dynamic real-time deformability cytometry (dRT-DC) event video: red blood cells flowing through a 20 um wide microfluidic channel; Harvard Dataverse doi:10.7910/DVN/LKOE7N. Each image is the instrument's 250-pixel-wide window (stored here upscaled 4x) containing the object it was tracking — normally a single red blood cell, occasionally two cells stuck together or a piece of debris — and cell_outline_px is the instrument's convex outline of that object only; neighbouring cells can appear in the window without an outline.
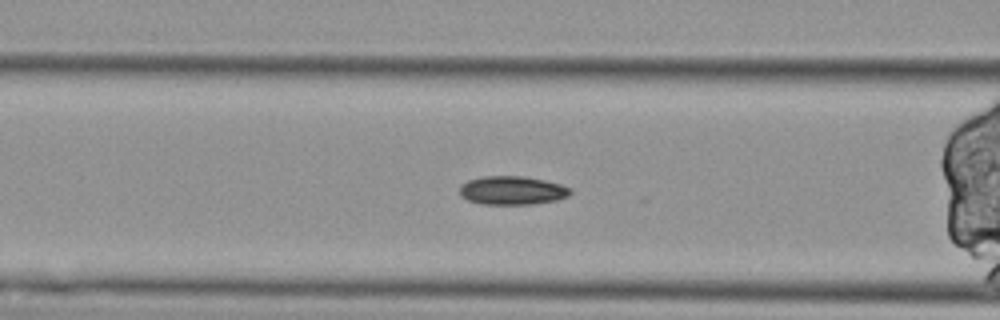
{"species": "Egyptian fruit bat (a non-hibernating species)", "species_latin": "Rousettus aegyptiacus", "temperature_condition": "cold", "stored_images_in_passage": 47, "segment_of_instrument_passage": [2, 2], "camera_frame_rate_fps": 3000, "um_per_image_px": 0.085, "animal": {"sex": "female"}, "frame": {"image": 1, "passage_image": 20, "time_ms": 6.333, "image_size_px": [1000, 320], "cell_outline_px": [[572, 192], [568, 196], [556, 200], [532, 204], [480, 204], [468, 200], [460, 196], [460, 184], [468, 180], [484, 176], [524, 176], [544, 180], [560, 184], [572, 188]], "centroid_in_image_um": [43.53, 16.18], "position_along_channel_um": 123.1, "area_um2": 18.55}}
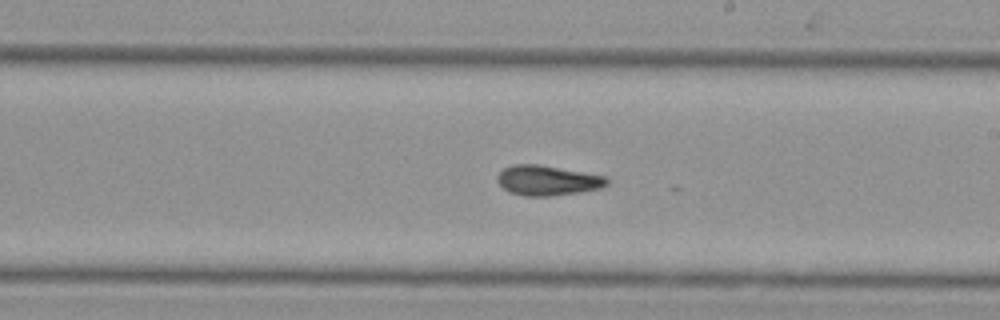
{"frame": {"image": 2, "passage_image": 31, "time_ms": 10.0, "image_size_px": [1000, 320], "cell_outline_px": [[608, 184], [600, 188], [580, 192], [548, 196], [524, 196], [508, 192], [496, 180], [496, 176], [504, 168], [512, 164], [536, 164], [608, 176]], "centroid_in_image_um": [46.53, 15.33], "position_along_channel_um": 242.5, "area_um2": 19.19}}
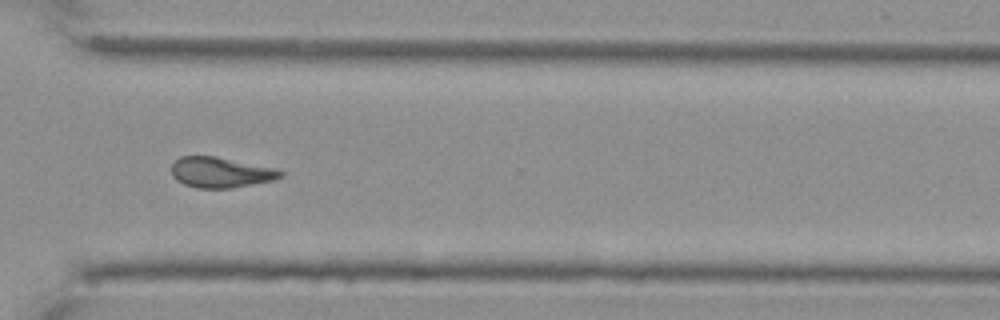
{"frame": {"image": 3, "passage_image": 41, "time_ms": 13.333, "image_size_px": [1000, 320], "cell_outline_px": [[284, 176], [272, 180], [232, 188], [196, 188], [184, 184], [176, 180], [172, 176], [172, 164], [180, 156], [216, 156], [276, 168], [284, 172]], "centroid_in_image_um": [18.76, 14.65], "position_along_channel_um": 351.8, "area_um2": 19.42}}